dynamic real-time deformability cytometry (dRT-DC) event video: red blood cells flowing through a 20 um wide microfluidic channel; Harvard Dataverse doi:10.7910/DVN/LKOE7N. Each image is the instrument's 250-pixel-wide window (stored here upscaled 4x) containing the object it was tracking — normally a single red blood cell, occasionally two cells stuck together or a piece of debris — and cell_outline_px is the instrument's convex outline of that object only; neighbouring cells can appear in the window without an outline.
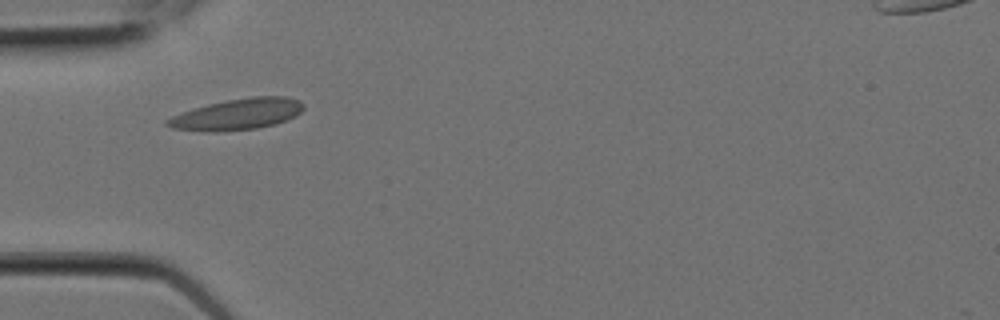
{"species": "Egyptian fruit bat (a non-hibernating species)", "species_latin": "Rousettus aegyptiacus", "temperature_condition": "room temperature", "stored_images_in_passage": 5, "camera_frame_rate_fps": 3000, "um_per_image_px": 0.085, "animal": {"sex": "female"}, "frame": {"image": 1, "passage_image": 4, "time_ms": 1.0, "image_size_px": [1000, 320], "cell_outline_px": [[304, 108], [296, 116], [288, 120], [276, 124], [256, 128], [216, 132], [204, 132], [172, 128], [164, 124], [164, 120], [172, 116], [208, 104], [224, 100], [252, 96], [284, 96], [300, 100], [304, 104]], "centroid_in_image_um": [20.19, 9.71], "position_along_channel_um": 64.8, "area_um2": 24.91}}
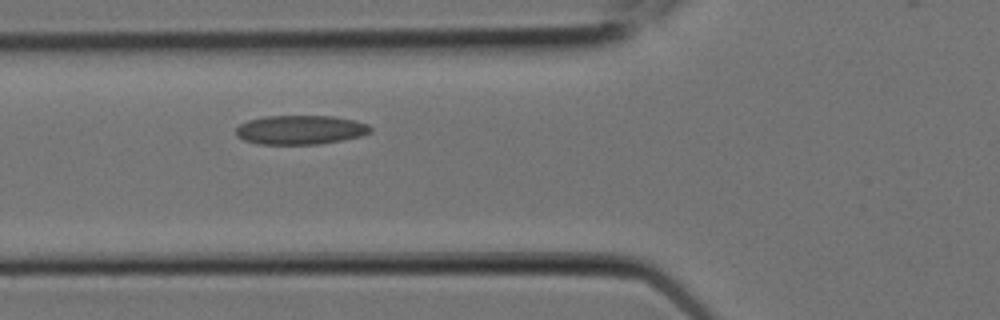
{"frame": {"image": 2, "passage_image": 5, "time_ms": 1.333, "image_size_px": [1000, 320], "cell_outline_px": [[372, 132], [360, 136], [320, 144], [256, 144], [244, 140], [236, 136], [236, 128], [240, 124], [248, 120], [264, 116], [332, 116], [356, 120], [368, 124], [372, 128]], "centroid_in_image_um": [25.53, 11.03], "position_along_channel_um": 100.3, "area_um2": 22.95}}